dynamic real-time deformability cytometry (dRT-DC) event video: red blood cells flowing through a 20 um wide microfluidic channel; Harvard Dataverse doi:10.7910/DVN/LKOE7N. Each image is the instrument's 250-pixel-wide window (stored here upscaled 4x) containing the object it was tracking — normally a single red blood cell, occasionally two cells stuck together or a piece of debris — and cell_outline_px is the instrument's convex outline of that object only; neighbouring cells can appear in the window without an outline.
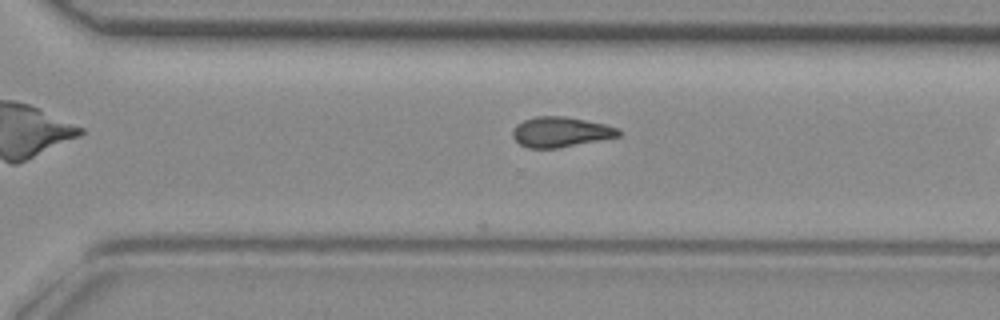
{"species": "common noctule bat (a hibernating species)", "species_latin": "Nyctalus noctula", "temperature_condition": "room temperature", "stored_images_in_passage": 22, "camera_frame_rate_fps": 3000, "um_per_image_px": 0.085, "animal": {"sex": "female", "body_mass_g": 29.2, "forearm_length_mm": 56.3}, "frame": {"image": 1, "passage_image": 18, "time_ms": 5.667, "image_size_px": [1000, 320], "cell_outline_px": [[620, 136], [556, 148], [528, 148], [520, 144], [512, 136], [512, 128], [516, 124], [524, 120], [536, 116], [564, 116], [604, 124], [616, 128], [620, 132]], "centroid_in_image_um": [47.59, 11.21], "position_along_channel_um": 323.0, "area_um2": 18.38}}